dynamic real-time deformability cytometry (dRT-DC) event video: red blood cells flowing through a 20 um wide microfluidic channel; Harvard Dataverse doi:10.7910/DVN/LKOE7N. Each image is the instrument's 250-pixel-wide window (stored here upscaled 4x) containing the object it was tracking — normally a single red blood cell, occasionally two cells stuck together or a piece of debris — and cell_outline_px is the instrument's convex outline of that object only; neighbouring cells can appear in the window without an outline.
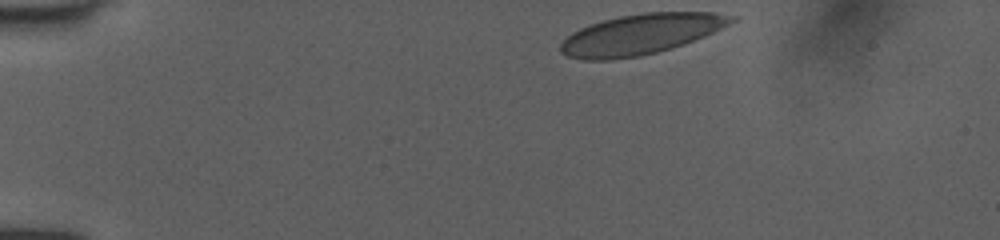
{"species": "human", "species_latin": "Homo sapiens", "temperature_condition": "room temperature", "stored_images_in_passage": 36, "camera_frame_rate_fps": 3000, "um_per_image_px": 0.085, "donor": {"sex": "female"}, "frame": {"image": 1, "passage_image": 1, "time_ms": 0.0, "image_size_px": [1000, 240], "cell_outline_px": [[740, 16], [736, 20], [704, 36], [684, 44], [672, 48], [640, 56], [608, 60], [580, 60], [568, 56], [560, 52], [560, 44], [572, 32], [588, 24], [620, 16], [644, 12], [716, 12]], "centroid_in_image_um": [54.47, 2.9], "position_along_channel_um": 30.5, "area_um2": 40.23}}
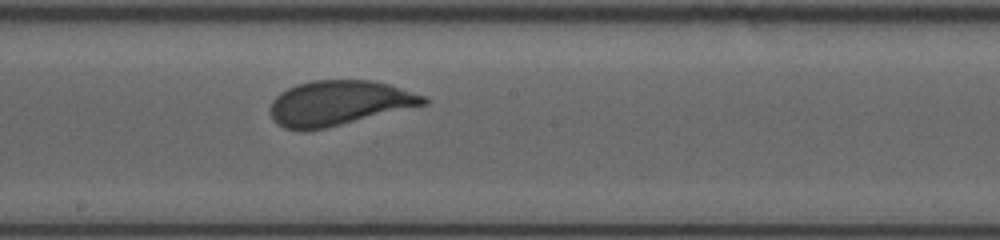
{"frame": {"image": 2, "passage_image": 21, "time_ms": 6.667, "image_size_px": [1000, 240], "cell_outline_px": [[428, 104], [324, 128], [284, 128], [276, 124], [272, 120], [268, 108], [272, 100], [280, 92], [296, 84], [312, 80], [372, 80], [388, 84], [428, 96]], "centroid_in_image_um": [28.81, 8.73], "position_along_channel_um": 219.4, "area_um2": 39.88}}
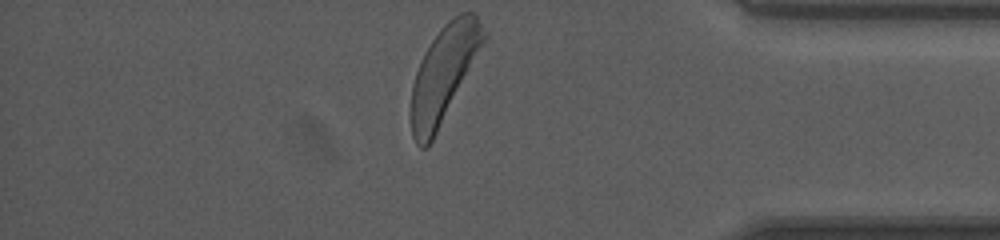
{"frame": {"image": 3, "passage_image": 36, "time_ms": 11.667, "image_size_px": [1000, 240], "cell_outline_px": [[488, 36], [428, 148], [420, 148], [416, 144], [412, 136], [412, 84], [420, 60], [424, 52], [440, 28], [444, 24], [460, 12], [472, 12], [476, 16], [488, 32]], "centroid_in_image_um": [37.73, 6.23], "position_along_channel_um": 397.5, "area_um2": 39.94}, "authors_computed_cell_mechanics": {"area_um2": 40.3155, "velocity_mm_per_s": 4.0072, "shape_relaxation_time_tau1_ms": 2.9545, "shape_relaxation_time_tau2_ms": null, "deformation_change_tau1": 0.1264, "deformation_change_tau2": null}}